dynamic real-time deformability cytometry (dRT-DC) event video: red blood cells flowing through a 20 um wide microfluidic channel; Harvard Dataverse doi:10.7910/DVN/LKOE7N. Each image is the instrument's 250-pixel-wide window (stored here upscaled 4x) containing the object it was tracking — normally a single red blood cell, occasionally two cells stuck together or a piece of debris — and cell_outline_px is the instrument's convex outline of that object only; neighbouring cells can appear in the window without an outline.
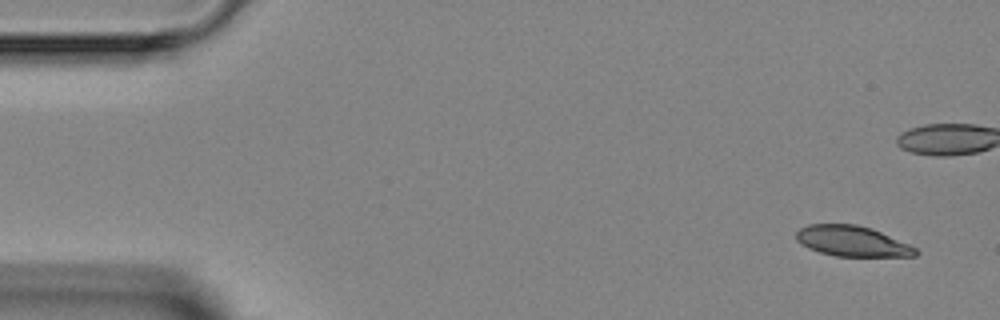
{"species": "Egyptian fruit bat (a non-hibernating species)", "species_latin": "Rousettus aegyptiacus", "temperature_condition": "room temperature", "stored_images_in_passage": 2, "segment_of_instrument_passage": [2, 2], "camera_frame_rate_fps": 3000, "um_per_image_px": 0.085, "animal": {"sex": "female"}, "frame": {"image": 1, "passage_image": 2, "time_ms": 1.333, "image_size_px": [1000, 320], "cell_outline_px": [[920, 252], [916, 256], [836, 256], [820, 252], [808, 248], [800, 244], [796, 240], [796, 232], [800, 228], [808, 224], [856, 224], [872, 228], [908, 244], [916, 248]], "centroid_in_image_um": [72.42, 20.49], "position_along_channel_um": 12.6, "area_um2": 21.21}}